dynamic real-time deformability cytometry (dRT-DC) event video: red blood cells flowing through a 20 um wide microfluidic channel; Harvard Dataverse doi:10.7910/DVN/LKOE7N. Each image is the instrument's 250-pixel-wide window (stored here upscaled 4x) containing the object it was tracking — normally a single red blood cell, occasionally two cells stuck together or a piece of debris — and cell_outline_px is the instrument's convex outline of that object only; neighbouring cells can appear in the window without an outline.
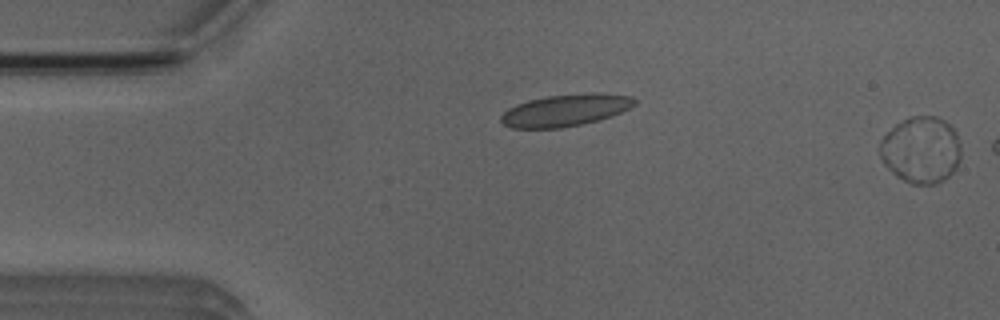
{"species": "Egyptian fruit bat (a non-hibernating species)", "species_latin": "Rousettus aegyptiacus", "temperature_condition": "room temperature", "stored_images_in_passage": 39, "camera_frame_rate_fps": 3000, "um_per_image_px": 0.085, "animal": {"sex": "male"}, "frame": {"image": 1, "passage_image": 1, "time_ms": 0.0, "image_size_px": [1000, 320], "cell_outline_px": [[960, 160], [956, 168], [944, 180], [936, 184], [912, 184], [896, 176], [884, 164], [880, 156], [880, 140], [900, 120], [908, 116], [936, 116], [944, 120], [956, 132], [960, 144]], "centroid_in_image_um": [78.29, 12.74], "position_along_channel_um": 6.7, "area_um2": 31.62}}
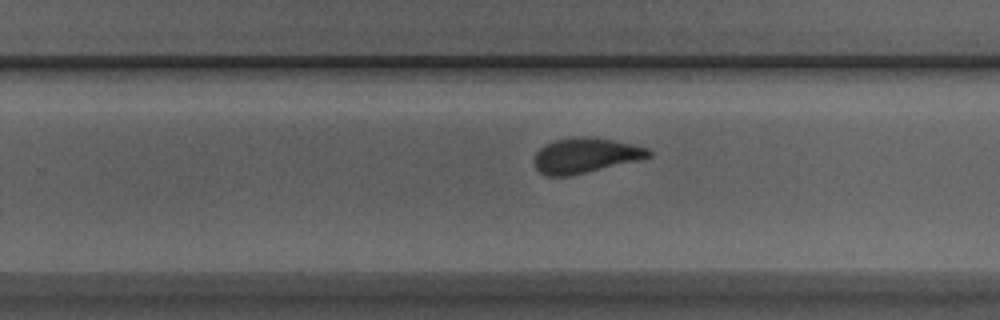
{"frame": {"image": 2, "passage_image": 22, "time_ms": 7.0, "image_size_px": [1000, 320], "cell_outline_px": [[652, 156], [640, 160], [572, 176], [544, 176], [536, 168], [532, 160], [536, 152], [540, 148], [556, 140], [584, 136], [588, 136], [612, 140], [632, 144], [648, 148], [652, 152]], "centroid_in_image_um": [49.76, 13.23], "position_along_channel_um": 280.0, "area_um2": 23.52}}
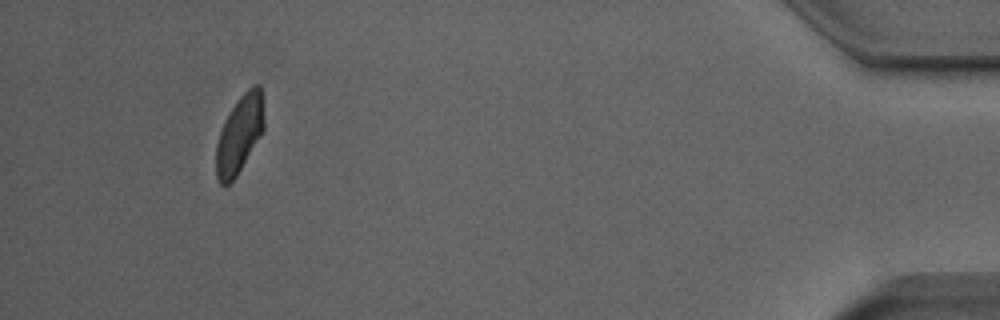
{"frame": {"image": 3, "passage_image": 38, "time_ms": 12.333, "image_size_px": [1000, 320], "cell_outline_px": [[264, 132], [236, 176], [228, 184], [220, 184], [216, 176], [216, 144], [224, 120], [240, 96], [252, 84], [260, 84], [264, 120]], "centroid_in_image_um": [20.37, 11.41], "position_along_channel_um": 414.8, "area_um2": 21.68}}